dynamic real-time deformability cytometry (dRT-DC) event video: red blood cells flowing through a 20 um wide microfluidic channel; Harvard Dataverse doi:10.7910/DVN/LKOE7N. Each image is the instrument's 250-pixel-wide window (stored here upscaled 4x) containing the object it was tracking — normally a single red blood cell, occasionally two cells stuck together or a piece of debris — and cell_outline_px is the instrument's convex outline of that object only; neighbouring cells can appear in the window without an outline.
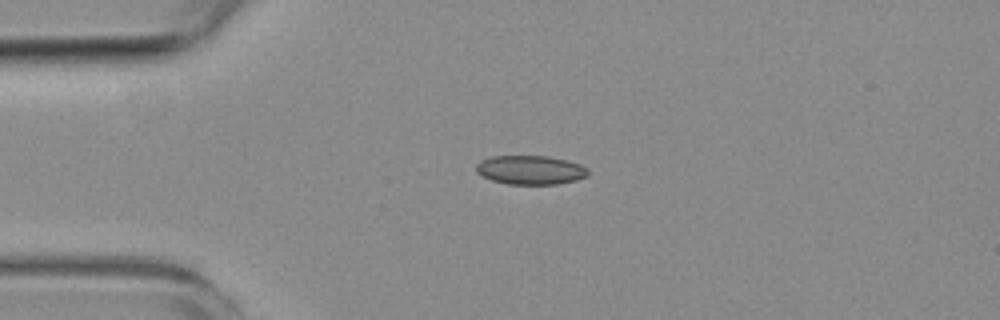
{"species": "common noctule bat (a hibernating species)", "species_latin": "Nyctalus noctula", "temperature_condition": "room temperature", "stored_images_in_passage": 3, "camera_frame_rate_fps": 3000, "um_per_image_px": 0.085, "animal": {"sex": "female", "body_mass_g": 19.3, "forearm_length_mm": 54.1}, "frame": {"image": 1, "passage_image": 1, "time_ms": 0.0, "image_size_px": [1000, 320], "cell_outline_px": [[588, 172], [584, 176], [576, 180], [556, 184], [508, 184], [492, 180], [476, 172], [476, 164], [480, 160], [492, 156], [548, 156], [568, 160], [580, 164], [588, 168]], "centroid_in_image_um": [45.07, 14.44], "position_along_channel_um": 39.9, "area_um2": 18.84}}
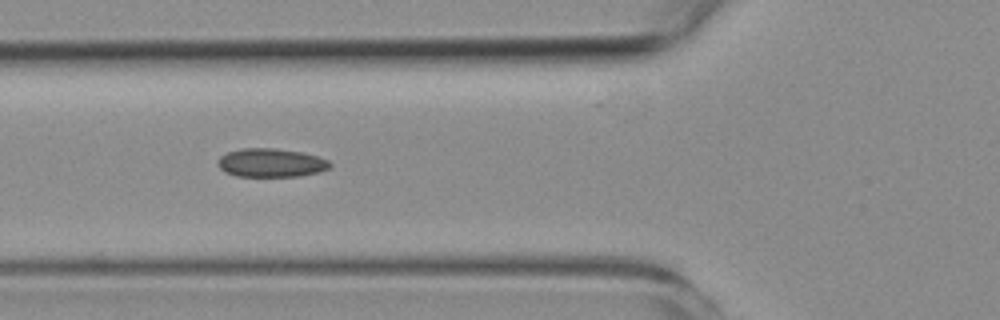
{"frame": {"image": 2, "passage_image": 3, "time_ms": 2.333, "image_size_px": [1000, 320], "cell_outline_px": [[332, 164], [328, 168], [320, 172], [300, 176], [236, 176], [224, 172], [216, 164], [220, 156], [228, 152], [240, 148], [272, 148], [300, 152], [316, 156], [328, 160]], "centroid_in_image_um": [23.0, 13.84], "position_along_channel_um": 102.8, "area_um2": 18.67}}